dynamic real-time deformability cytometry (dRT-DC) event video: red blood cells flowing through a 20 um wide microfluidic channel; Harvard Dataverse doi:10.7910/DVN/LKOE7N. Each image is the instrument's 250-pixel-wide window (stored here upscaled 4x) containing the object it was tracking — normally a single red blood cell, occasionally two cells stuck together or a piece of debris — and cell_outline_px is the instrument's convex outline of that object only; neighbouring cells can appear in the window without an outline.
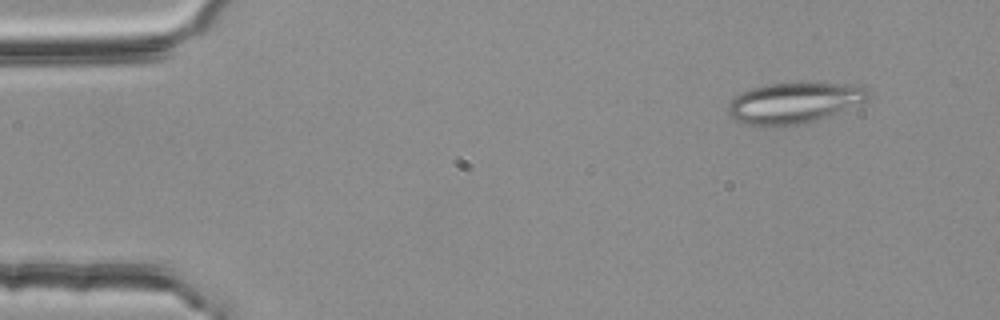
{"species": "common noctule bat (a hibernating species)", "species_latin": "Nyctalus noctula", "temperature_condition": "room temperature", "stored_images_in_passage": 3, "camera_frame_rate_fps": 3000, "um_per_image_px": 0.085, "animal": {"sex": "female", "body_mass_g": 25.1}, "frame": {"image": 1, "passage_image": 1, "time_ms": 0.0, "image_size_px": [1000, 320], "cell_outline_px": [[872, 96], [868, 100], [804, 124], [764, 128], [732, 120], [728, 112], [728, 104], [732, 96], [740, 92], [764, 84], [800, 80], [864, 84], [868, 88]], "centroid_in_image_um": [67.5, 8.69], "position_along_channel_um": 17.5, "area_um2": 35.08}}